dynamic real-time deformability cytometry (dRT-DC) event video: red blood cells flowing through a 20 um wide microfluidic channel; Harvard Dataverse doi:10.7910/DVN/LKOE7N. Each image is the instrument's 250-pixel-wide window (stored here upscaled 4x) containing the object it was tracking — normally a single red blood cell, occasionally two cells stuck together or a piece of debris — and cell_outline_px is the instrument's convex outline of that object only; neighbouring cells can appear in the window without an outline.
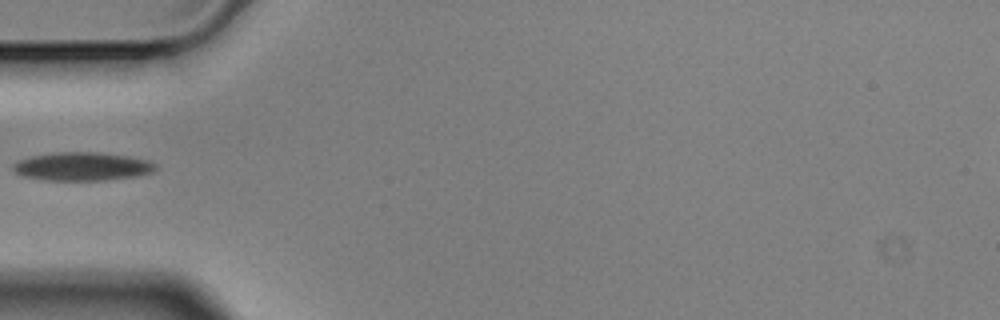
{"species": "Egyptian fruit bat (a non-hibernating species)", "species_latin": "Rousettus aegyptiacus", "temperature_condition": "cold", "stored_images_in_passage": 3, "camera_frame_rate_fps": 3000, "um_per_image_px": 0.085, "animal": {"sex": "male"}, "frame": {"image": 1, "passage_image": 2, "time_ms": 0.333, "image_size_px": [1000, 320], "cell_outline_px": [[156, 172], [136, 176], [104, 180], [44, 180], [24, 176], [16, 172], [12, 168], [12, 164], [20, 160], [32, 156], [60, 152], [100, 152], [128, 156], [148, 160], [156, 164]], "centroid_in_image_um": [7.03, 14.15], "position_along_channel_um": 78.0, "area_um2": 23.52}}
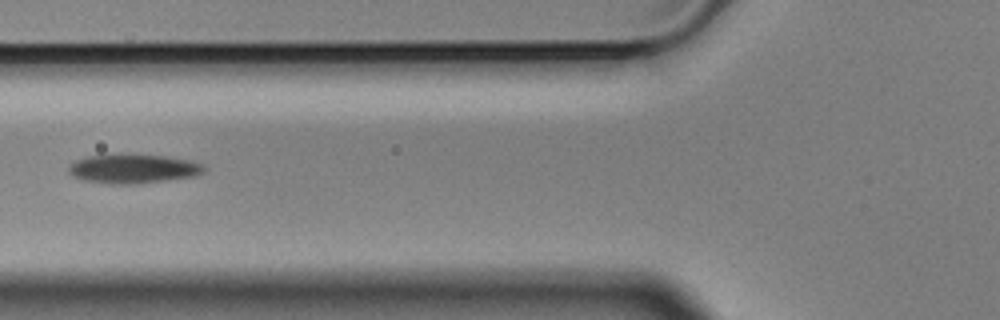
{"frame": {"image": 2, "passage_image": 3, "time_ms": 0.667, "image_size_px": [1000, 320], "cell_outline_px": [[204, 172], [192, 176], [132, 184], [112, 184], [84, 180], [72, 176], [68, 172], [68, 164], [76, 160], [88, 156], [128, 152], [164, 156], [188, 160], [204, 164]], "centroid_in_image_um": [11.25, 14.3], "position_along_channel_um": 114.6, "area_um2": 23.24}}